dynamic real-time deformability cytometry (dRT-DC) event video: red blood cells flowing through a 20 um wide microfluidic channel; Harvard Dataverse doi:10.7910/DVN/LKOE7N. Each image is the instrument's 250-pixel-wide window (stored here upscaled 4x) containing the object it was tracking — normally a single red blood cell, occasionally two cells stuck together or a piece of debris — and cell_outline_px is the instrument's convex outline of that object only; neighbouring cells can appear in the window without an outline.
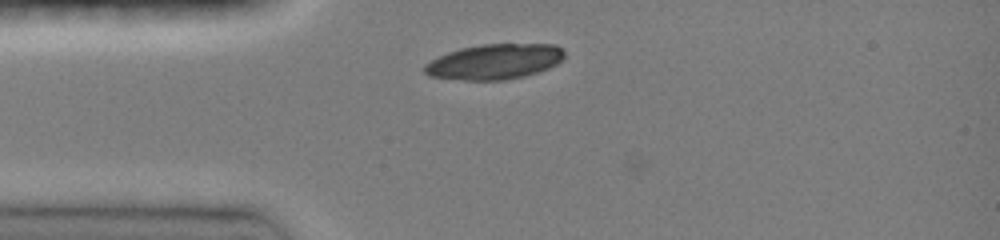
{"species": "common noctule bat (a hibernating species)", "species_latin": "Nyctalus noctula", "temperature_condition": "room temperature", "stored_images_in_passage": 4, "camera_frame_rate_fps": 3000, "um_per_image_px": 0.085, "animal": {"sex": "female", "body_mass_g": 19.0, "forearm_length_mm": 51.5}, "frame": {"image": 1, "passage_image": 3, "time_ms": 0.667, "image_size_px": [1000, 240], "cell_outline_px": [[564, 56], [556, 64], [548, 68], [524, 76], [504, 80], [464, 80], [428, 76], [424, 72], [424, 64], [448, 52], [460, 48], [480, 44], [556, 44], [564, 52]], "centroid_in_image_um": [42.01, 5.24], "position_along_channel_um": 43.0, "area_um2": 28.61}}